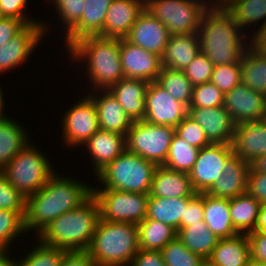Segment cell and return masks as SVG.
Here are the masks:
<instances>
[{
    "mask_svg": "<svg viewBox=\"0 0 266 266\" xmlns=\"http://www.w3.org/2000/svg\"><path fill=\"white\" fill-rule=\"evenodd\" d=\"M137 227L139 247L143 250L161 251L177 237V231L161 221L145 218Z\"/></svg>",
    "mask_w": 266,
    "mask_h": 266,
    "instance_id": "836d02e7",
    "label": "cell"
},
{
    "mask_svg": "<svg viewBox=\"0 0 266 266\" xmlns=\"http://www.w3.org/2000/svg\"><path fill=\"white\" fill-rule=\"evenodd\" d=\"M177 237L192 253L210 258L219 238L207 227L204 220L177 231Z\"/></svg>",
    "mask_w": 266,
    "mask_h": 266,
    "instance_id": "1f68e13d",
    "label": "cell"
},
{
    "mask_svg": "<svg viewBox=\"0 0 266 266\" xmlns=\"http://www.w3.org/2000/svg\"><path fill=\"white\" fill-rule=\"evenodd\" d=\"M67 51L72 62L78 61V65L80 61V64L84 63L81 66L86 71L84 76L89 79L86 82L90 83L91 91L108 90L125 78L120 58V39L118 38L100 35L85 37L76 41Z\"/></svg>",
    "mask_w": 266,
    "mask_h": 266,
    "instance_id": "3957f363",
    "label": "cell"
},
{
    "mask_svg": "<svg viewBox=\"0 0 266 266\" xmlns=\"http://www.w3.org/2000/svg\"><path fill=\"white\" fill-rule=\"evenodd\" d=\"M149 82L141 79L124 78L108 90L119 101L132 121L144 120L145 97Z\"/></svg>",
    "mask_w": 266,
    "mask_h": 266,
    "instance_id": "d4e9b609",
    "label": "cell"
},
{
    "mask_svg": "<svg viewBox=\"0 0 266 266\" xmlns=\"http://www.w3.org/2000/svg\"><path fill=\"white\" fill-rule=\"evenodd\" d=\"M111 2L112 0H85L81 19L67 34H63L66 46L64 50H68L82 38L102 34L105 15Z\"/></svg>",
    "mask_w": 266,
    "mask_h": 266,
    "instance_id": "cb8c5ba5",
    "label": "cell"
},
{
    "mask_svg": "<svg viewBox=\"0 0 266 266\" xmlns=\"http://www.w3.org/2000/svg\"><path fill=\"white\" fill-rule=\"evenodd\" d=\"M156 82L173 98L184 103L188 108L192 100L193 85L184 71L163 67Z\"/></svg>",
    "mask_w": 266,
    "mask_h": 266,
    "instance_id": "74e56055",
    "label": "cell"
},
{
    "mask_svg": "<svg viewBox=\"0 0 266 266\" xmlns=\"http://www.w3.org/2000/svg\"><path fill=\"white\" fill-rule=\"evenodd\" d=\"M210 259L217 266H245L251 259L250 244L246 234L219 239Z\"/></svg>",
    "mask_w": 266,
    "mask_h": 266,
    "instance_id": "f546056e",
    "label": "cell"
},
{
    "mask_svg": "<svg viewBox=\"0 0 266 266\" xmlns=\"http://www.w3.org/2000/svg\"><path fill=\"white\" fill-rule=\"evenodd\" d=\"M188 116L203 128L211 143L232 144L236 124L224 106L188 108Z\"/></svg>",
    "mask_w": 266,
    "mask_h": 266,
    "instance_id": "ac0fdd59",
    "label": "cell"
},
{
    "mask_svg": "<svg viewBox=\"0 0 266 266\" xmlns=\"http://www.w3.org/2000/svg\"><path fill=\"white\" fill-rule=\"evenodd\" d=\"M174 134L175 128L171 126L155 125L145 120L133 121L125 136L126 150L162 166Z\"/></svg>",
    "mask_w": 266,
    "mask_h": 266,
    "instance_id": "9c48e42d",
    "label": "cell"
},
{
    "mask_svg": "<svg viewBox=\"0 0 266 266\" xmlns=\"http://www.w3.org/2000/svg\"><path fill=\"white\" fill-rule=\"evenodd\" d=\"M120 58L124 77L156 81L163 68L162 57L142 47L120 39Z\"/></svg>",
    "mask_w": 266,
    "mask_h": 266,
    "instance_id": "2e32d148",
    "label": "cell"
},
{
    "mask_svg": "<svg viewBox=\"0 0 266 266\" xmlns=\"http://www.w3.org/2000/svg\"><path fill=\"white\" fill-rule=\"evenodd\" d=\"M144 9L145 0H112L100 36L124 39Z\"/></svg>",
    "mask_w": 266,
    "mask_h": 266,
    "instance_id": "d6986e66",
    "label": "cell"
},
{
    "mask_svg": "<svg viewBox=\"0 0 266 266\" xmlns=\"http://www.w3.org/2000/svg\"><path fill=\"white\" fill-rule=\"evenodd\" d=\"M200 51L214 65L239 63L248 47L245 34L226 10L210 5L198 28Z\"/></svg>",
    "mask_w": 266,
    "mask_h": 266,
    "instance_id": "7a4b0ae2",
    "label": "cell"
},
{
    "mask_svg": "<svg viewBox=\"0 0 266 266\" xmlns=\"http://www.w3.org/2000/svg\"><path fill=\"white\" fill-rule=\"evenodd\" d=\"M156 168L155 163L125 150L114 161L94 175L100 187L92 186V189H111L149 194Z\"/></svg>",
    "mask_w": 266,
    "mask_h": 266,
    "instance_id": "8992f818",
    "label": "cell"
},
{
    "mask_svg": "<svg viewBox=\"0 0 266 266\" xmlns=\"http://www.w3.org/2000/svg\"><path fill=\"white\" fill-rule=\"evenodd\" d=\"M223 93L241 83V61L234 64L215 65L210 79Z\"/></svg>",
    "mask_w": 266,
    "mask_h": 266,
    "instance_id": "ee69618b",
    "label": "cell"
},
{
    "mask_svg": "<svg viewBox=\"0 0 266 266\" xmlns=\"http://www.w3.org/2000/svg\"><path fill=\"white\" fill-rule=\"evenodd\" d=\"M50 3H54L53 11L56 10L55 15L56 17L59 16L58 21H61L60 23L65 29L63 31L67 34L81 19L85 0H51Z\"/></svg>",
    "mask_w": 266,
    "mask_h": 266,
    "instance_id": "7bdbcfd3",
    "label": "cell"
},
{
    "mask_svg": "<svg viewBox=\"0 0 266 266\" xmlns=\"http://www.w3.org/2000/svg\"><path fill=\"white\" fill-rule=\"evenodd\" d=\"M245 266H266V263L255 261L251 258Z\"/></svg>",
    "mask_w": 266,
    "mask_h": 266,
    "instance_id": "e7e4bbea",
    "label": "cell"
},
{
    "mask_svg": "<svg viewBox=\"0 0 266 266\" xmlns=\"http://www.w3.org/2000/svg\"><path fill=\"white\" fill-rule=\"evenodd\" d=\"M199 150L175 133L163 166L174 171L189 174L197 160Z\"/></svg>",
    "mask_w": 266,
    "mask_h": 266,
    "instance_id": "8d00e7d4",
    "label": "cell"
},
{
    "mask_svg": "<svg viewBox=\"0 0 266 266\" xmlns=\"http://www.w3.org/2000/svg\"><path fill=\"white\" fill-rule=\"evenodd\" d=\"M35 241V247L32 246L25 255H21L20 260L10 258L11 266H59L66 250L45 245L38 239Z\"/></svg>",
    "mask_w": 266,
    "mask_h": 266,
    "instance_id": "f35d334b",
    "label": "cell"
},
{
    "mask_svg": "<svg viewBox=\"0 0 266 266\" xmlns=\"http://www.w3.org/2000/svg\"><path fill=\"white\" fill-rule=\"evenodd\" d=\"M250 167L254 171H258L261 173H266V154L257 157L250 163Z\"/></svg>",
    "mask_w": 266,
    "mask_h": 266,
    "instance_id": "6f0895ef",
    "label": "cell"
},
{
    "mask_svg": "<svg viewBox=\"0 0 266 266\" xmlns=\"http://www.w3.org/2000/svg\"><path fill=\"white\" fill-rule=\"evenodd\" d=\"M234 1L236 0H212L211 5L221 9H226Z\"/></svg>",
    "mask_w": 266,
    "mask_h": 266,
    "instance_id": "94428289",
    "label": "cell"
},
{
    "mask_svg": "<svg viewBox=\"0 0 266 266\" xmlns=\"http://www.w3.org/2000/svg\"><path fill=\"white\" fill-rule=\"evenodd\" d=\"M93 93L91 91L87 95L96 106L99 128L126 136L133 121L126 114L119 101L109 90H95Z\"/></svg>",
    "mask_w": 266,
    "mask_h": 266,
    "instance_id": "7402d4cb",
    "label": "cell"
},
{
    "mask_svg": "<svg viewBox=\"0 0 266 266\" xmlns=\"http://www.w3.org/2000/svg\"><path fill=\"white\" fill-rule=\"evenodd\" d=\"M31 141L0 171L24 197L35 194L56 173L47 153Z\"/></svg>",
    "mask_w": 266,
    "mask_h": 266,
    "instance_id": "52a82bcc",
    "label": "cell"
},
{
    "mask_svg": "<svg viewBox=\"0 0 266 266\" xmlns=\"http://www.w3.org/2000/svg\"><path fill=\"white\" fill-rule=\"evenodd\" d=\"M246 235L250 244L251 258L266 263V233L255 230Z\"/></svg>",
    "mask_w": 266,
    "mask_h": 266,
    "instance_id": "f5cc1de1",
    "label": "cell"
},
{
    "mask_svg": "<svg viewBox=\"0 0 266 266\" xmlns=\"http://www.w3.org/2000/svg\"><path fill=\"white\" fill-rule=\"evenodd\" d=\"M223 106L236 125L266 119V95L242 82L225 93Z\"/></svg>",
    "mask_w": 266,
    "mask_h": 266,
    "instance_id": "9a60e30c",
    "label": "cell"
},
{
    "mask_svg": "<svg viewBox=\"0 0 266 266\" xmlns=\"http://www.w3.org/2000/svg\"><path fill=\"white\" fill-rule=\"evenodd\" d=\"M225 93L213 82L193 86L192 100L189 108H208L224 105Z\"/></svg>",
    "mask_w": 266,
    "mask_h": 266,
    "instance_id": "b9f144b4",
    "label": "cell"
},
{
    "mask_svg": "<svg viewBox=\"0 0 266 266\" xmlns=\"http://www.w3.org/2000/svg\"><path fill=\"white\" fill-rule=\"evenodd\" d=\"M145 102L144 120L151 124L175 128L188 115V107L173 98L156 81L149 83Z\"/></svg>",
    "mask_w": 266,
    "mask_h": 266,
    "instance_id": "5bb4252c",
    "label": "cell"
},
{
    "mask_svg": "<svg viewBox=\"0 0 266 266\" xmlns=\"http://www.w3.org/2000/svg\"><path fill=\"white\" fill-rule=\"evenodd\" d=\"M161 252L166 266H199L203 259L188 250L178 237L167 243Z\"/></svg>",
    "mask_w": 266,
    "mask_h": 266,
    "instance_id": "60d3db41",
    "label": "cell"
},
{
    "mask_svg": "<svg viewBox=\"0 0 266 266\" xmlns=\"http://www.w3.org/2000/svg\"><path fill=\"white\" fill-rule=\"evenodd\" d=\"M9 254H10V251L0 249V266H9L10 265L11 256H9Z\"/></svg>",
    "mask_w": 266,
    "mask_h": 266,
    "instance_id": "91938a15",
    "label": "cell"
},
{
    "mask_svg": "<svg viewBox=\"0 0 266 266\" xmlns=\"http://www.w3.org/2000/svg\"><path fill=\"white\" fill-rule=\"evenodd\" d=\"M3 89L1 88V85H0V118H3V117H6V111L4 110V92L2 91Z\"/></svg>",
    "mask_w": 266,
    "mask_h": 266,
    "instance_id": "6125c7cd",
    "label": "cell"
},
{
    "mask_svg": "<svg viewBox=\"0 0 266 266\" xmlns=\"http://www.w3.org/2000/svg\"><path fill=\"white\" fill-rule=\"evenodd\" d=\"M246 193L261 205H266V173L254 171L251 167L248 172Z\"/></svg>",
    "mask_w": 266,
    "mask_h": 266,
    "instance_id": "681fc988",
    "label": "cell"
},
{
    "mask_svg": "<svg viewBox=\"0 0 266 266\" xmlns=\"http://www.w3.org/2000/svg\"><path fill=\"white\" fill-rule=\"evenodd\" d=\"M175 133L192 146L201 149L211 144L203 128L188 115L175 127Z\"/></svg>",
    "mask_w": 266,
    "mask_h": 266,
    "instance_id": "bcb514c9",
    "label": "cell"
},
{
    "mask_svg": "<svg viewBox=\"0 0 266 266\" xmlns=\"http://www.w3.org/2000/svg\"><path fill=\"white\" fill-rule=\"evenodd\" d=\"M241 82L266 95V56L247 47L241 59Z\"/></svg>",
    "mask_w": 266,
    "mask_h": 266,
    "instance_id": "d590c367",
    "label": "cell"
},
{
    "mask_svg": "<svg viewBox=\"0 0 266 266\" xmlns=\"http://www.w3.org/2000/svg\"><path fill=\"white\" fill-rule=\"evenodd\" d=\"M252 35L249 32L248 48L256 53L266 56V25L257 28Z\"/></svg>",
    "mask_w": 266,
    "mask_h": 266,
    "instance_id": "9f6ffc18",
    "label": "cell"
},
{
    "mask_svg": "<svg viewBox=\"0 0 266 266\" xmlns=\"http://www.w3.org/2000/svg\"><path fill=\"white\" fill-rule=\"evenodd\" d=\"M139 250L137 224L99 219L87 252L95 266H130Z\"/></svg>",
    "mask_w": 266,
    "mask_h": 266,
    "instance_id": "5b68a950",
    "label": "cell"
},
{
    "mask_svg": "<svg viewBox=\"0 0 266 266\" xmlns=\"http://www.w3.org/2000/svg\"><path fill=\"white\" fill-rule=\"evenodd\" d=\"M192 198L149 196L146 218L161 221L178 231L180 229L181 217H184L185 208Z\"/></svg>",
    "mask_w": 266,
    "mask_h": 266,
    "instance_id": "4dcf8cb0",
    "label": "cell"
},
{
    "mask_svg": "<svg viewBox=\"0 0 266 266\" xmlns=\"http://www.w3.org/2000/svg\"><path fill=\"white\" fill-rule=\"evenodd\" d=\"M199 266H217L210 258H203Z\"/></svg>",
    "mask_w": 266,
    "mask_h": 266,
    "instance_id": "be15d7a7",
    "label": "cell"
},
{
    "mask_svg": "<svg viewBox=\"0 0 266 266\" xmlns=\"http://www.w3.org/2000/svg\"><path fill=\"white\" fill-rule=\"evenodd\" d=\"M130 266H166L161 251L140 249Z\"/></svg>",
    "mask_w": 266,
    "mask_h": 266,
    "instance_id": "db71d44e",
    "label": "cell"
},
{
    "mask_svg": "<svg viewBox=\"0 0 266 266\" xmlns=\"http://www.w3.org/2000/svg\"><path fill=\"white\" fill-rule=\"evenodd\" d=\"M209 0H145V8L160 20L172 35L198 32Z\"/></svg>",
    "mask_w": 266,
    "mask_h": 266,
    "instance_id": "ba28073f",
    "label": "cell"
},
{
    "mask_svg": "<svg viewBox=\"0 0 266 266\" xmlns=\"http://www.w3.org/2000/svg\"><path fill=\"white\" fill-rule=\"evenodd\" d=\"M250 164L236 154H232L226 161L223 173L206 191L207 194L232 199L246 193Z\"/></svg>",
    "mask_w": 266,
    "mask_h": 266,
    "instance_id": "ffe728a7",
    "label": "cell"
},
{
    "mask_svg": "<svg viewBox=\"0 0 266 266\" xmlns=\"http://www.w3.org/2000/svg\"><path fill=\"white\" fill-rule=\"evenodd\" d=\"M203 209L204 222L219 239L239 234L232 223L229 199L214 197L203 192Z\"/></svg>",
    "mask_w": 266,
    "mask_h": 266,
    "instance_id": "83f0119b",
    "label": "cell"
},
{
    "mask_svg": "<svg viewBox=\"0 0 266 266\" xmlns=\"http://www.w3.org/2000/svg\"><path fill=\"white\" fill-rule=\"evenodd\" d=\"M255 230L266 233V205H261Z\"/></svg>",
    "mask_w": 266,
    "mask_h": 266,
    "instance_id": "680465c9",
    "label": "cell"
},
{
    "mask_svg": "<svg viewBox=\"0 0 266 266\" xmlns=\"http://www.w3.org/2000/svg\"><path fill=\"white\" fill-rule=\"evenodd\" d=\"M28 1L29 0H0V12L3 17H14L24 20L27 24L44 23L42 20H35L29 17L25 9L27 8Z\"/></svg>",
    "mask_w": 266,
    "mask_h": 266,
    "instance_id": "c3c4849f",
    "label": "cell"
},
{
    "mask_svg": "<svg viewBox=\"0 0 266 266\" xmlns=\"http://www.w3.org/2000/svg\"><path fill=\"white\" fill-rule=\"evenodd\" d=\"M85 93L61 118L62 144L67 148L78 150L100 129L96 106Z\"/></svg>",
    "mask_w": 266,
    "mask_h": 266,
    "instance_id": "8fae6325",
    "label": "cell"
},
{
    "mask_svg": "<svg viewBox=\"0 0 266 266\" xmlns=\"http://www.w3.org/2000/svg\"><path fill=\"white\" fill-rule=\"evenodd\" d=\"M200 52L198 32L170 36L162 56V65L184 71Z\"/></svg>",
    "mask_w": 266,
    "mask_h": 266,
    "instance_id": "4316f807",
    "label": "cell"
},
{
    "mask_svg": "<svg viewBox=\"0 0 266 266\" xmlns=\"http://www.w3.org/2000/svg\"><path fill=\"white\" fill-rule=\"evenodd\" d=\"M230 215L239 234L255 231L261 204L244 193L229 199Z\"/></svg>",
    "mask_w": 266,
    "mask_h": 266,
    "instance_id": "d6a6232c",
    "label": "cell"
},
{
    "mask_svg": "<svg viewBox=\"0 0 266 266\" xmlns=\"http://www.w3.org/2000/svg\"><path fill=\"white\" fill-rule=\"evenodd\" d=\"M99 219V204L91 196L79 208L57 217L34 238L66 251H87Z\"/></svg>",
    "mask_w": 266,
    "mask_h": 266,
    "instance_id": "277c9868",
    "label": "cell"
},
{
    "mask_svg": "<svg viewBox=\"0 0 266 266\" xmlns=\"http://www.w3.org/2000/svg\"><path fill=\"white\" fill-rule=\"evenodd\" d=\"M92 196V185L56 172L47 183L26 198L24 228L37 236L60 215L79 208Z\"/></svg>",
    "mask_w": 266,
    "mask_h": 266,
    "instance_id": "6da1fadb",
    "label": "cell"
},
{
    "mask_svg": "<svg viewBox=\"0 0 266 266\" xmlns=\"http://www.w3.org/2000/svg\"><path fill=\"white\" fill-rule=\"evenodd\" d=\"M196 194L189 174L168 169L163 165L155 169L149 196L182 198L194 197Z\"/></svg>",
    "mask_w": 266,
    "mask_h": 266,
    "instance_id": "484cf974",
    "label": "cell"
},
{
    "mask_svg": "<svg viewBox=\"0 0 266 266\" xmlns=\"http://www.w3.org/2000/svg\"><path fill=\"white\" fill-rule=\"evenodd\" d=\"M46 23L28 24L19 34L0 48V75L24 65L50 29ZM45 35V36H44Z\"/></svg>",
    "mask_w": 266,
    "mask_h": 266,
    "instance_id": "7c38bea8",
    "label": "cell"
},
{
    "mask_svg": "<svg viewBox=\"0 0 266 266\" xmlns=\"http://www.w3.org/2000/svg\"><path fill=\"white\" fill-rule=\"evenodd\" d=\"M214 64L201 51L194 60L184 70L185 75L190 80L193 86L210 81Z\"/></svg>",
    "mask_w": 266,
    "mask_h": 266,
    "instance_id": "7dc6e473",
    "label": "cell"
},
{
    "mask_svg": "<svg viewBox=\"0 0 266 266\" xmlns=\"http://www.w3.org/2000/svg\"><path fill=\"white\" fill-rule=\"evenodd\" d=\"M11 118H0V171L31 141L24 125Z\"/></svg>",
    "mask_w": 266,
    "mask_h": 266,
    "instance_id": "f1b7e54d",
    "label": "cell"
},
{
    "mask_svg": "<svg viewBox=\"0 0 266 266\" xmlns=\"http://www.w3.org/2000/svg\"><path fill=\"white\" fill-rule=\"evenodd\" d=\"M86 146V147H85ZM83 147L92 159L93 176L126 150L125 135L99 129Z\"/></svg>",
    "mask_w": 266,
    "mask_h": 266,
    "instance_id": "603a6c76",
    "label": "cell"
},
{
    "mask_svg": "<svg viewBox=\"0 0 266 266\" xmlns=\"http://www.w3.org/2000/svg\"><path fill=\"white\" fill-rule=\"evenodd\" d=\"M232 147L233 153L249 164L266 154V119L236 125Z\"/></svg>",
    "mask_w": 266,
    "mask_h": 266,
    "instance_id": "44dd1931",
    "label": "cell"
},
{
    "mask_svg": "<svg viewBox=\"0 0 266 266\" xmlns=\"http://www.w3.org/2000/svg\"><path fill=\"white\" fill-rule=\"evenodd\" d=\"M204 220L203 192L197 193L187 204L184 217H181L180 229Z\"/></svg>",
    "mask_w": 266,
    "mask_h": 266,
    "instance_id": "f907efd6",
    "label": "cell"
},
{
    "mask_svg": "<svg viewBox=\"0 0 266 266\" xmlns=\"http://www.w3.org/2000/svg\"><path fill=\"white\" fill-rule=\"evenodd\" d=\"M59 266H95L87 251H66Z\"/></svg>",
    "mask_w": 266,
    "mask_h": 266,
    "instance_id": "11a10c76",
    "label": "cell"
},
{
    "mask_svg": "<svg viewBox=\"0 0 266 266\" xmlns=\"http://www.w3.org/2000/svg\"><path fill=\"white\" fill-rule=\"evenodd\" d=\"M25 233L24 216L19 211L0 209V249L11 252V245L14 246L12 243Z\"/></svg>",
    "mask_w": 266,
    "mask_h": 266,
    "instance_id": "ab89813d",
    "label": "cell"
},
{
    "mask_svg": "<svg viewBox=\"0 0 266 266\" xmlns=\"http://www.w3.org/2000/svg\"><path fill=\"white\" fill-rule=\"evenodd\" d=\"M97 200L100 219L124 223H141L147 215L149 194L111 189H92Z\"/></svg>",
    "mask_w": 266,
    "mask_h": 266,
    "instance_id": "30bf717a",
    "label": "cell"
},
{
    "mask_svg": "<svg viewBox=\"0 0 266 266\" xmlns=\"http://www.w3.org/2000/svg\"><path fill=\"white\" fill-rule=\"evenodd\" d=\"M28 24L14 17L0 19V48L15 35L19 34Z\"/></svg>",
    "mask_w": 266,
    "mask_h": 266,
    "instance_id": "816d5d0a",
    "label": "cell"
},
{
    "mask_svg": "<svg viewBox=\"0 0 266 266\" xmlns=\"http://www.w3.org/2000/svg\"><path fill=\"white\" fill-rule=\"evenodd\" d=\"M0 209L26 214V197L17 191L0 172Z\"/></svg>",
    "mask_w": 266,
    "mask_h": 266,
    "instance_id": "f6af8a7d",
    "label": "cell"
},
{
    "mask_svg": "<svg viewBox=\"0 0 266 266\" xmlns=\"http://www.w3.org/2000/svg\"><path fill=\"white\" fill-rule=\"evenodd\" d=\"M226 10L245 34L248 33L251 25L255 28L260 22L262 24L259 25L260 27L266 25V0H236Z\"/></svg>",
    "mask_w": 266,
    "mask_h": 266,
    "instance_id": "e575fe53",
    "label": "cell"
},
{
    "mask_svg": "<svg viewBox=\"0 0 266 266\" xmlns=\"http://www.w3.org/2000/svg\"><path fill=\"white\" fill-rule=\"evenodd\" d=\"M233 154L232 144L211 143L199 150L189 173L194 190L206 192L223 173L227 159Z\"/></svg>",
    "mask_w": 266,
    "mask_h": 266,
    "instance_id": "4fadbf2b",
    "label": "cell"
},
{
    "mask_svg": "<svg viewBox=\"0 0 266 266\" xmlns=\"http://www.w3.org/2000/svg\"><path fill=\"white\" fill-rule=\"evenodd\" d=\"M170 36L168 28L145 8L125 39L162 57Z\"/></svg>",
    "mask_w": 266,
    "mask_h": 266,
    "instance_id": "e0dca14e",
    "label": "cell"
}]
</instances>
